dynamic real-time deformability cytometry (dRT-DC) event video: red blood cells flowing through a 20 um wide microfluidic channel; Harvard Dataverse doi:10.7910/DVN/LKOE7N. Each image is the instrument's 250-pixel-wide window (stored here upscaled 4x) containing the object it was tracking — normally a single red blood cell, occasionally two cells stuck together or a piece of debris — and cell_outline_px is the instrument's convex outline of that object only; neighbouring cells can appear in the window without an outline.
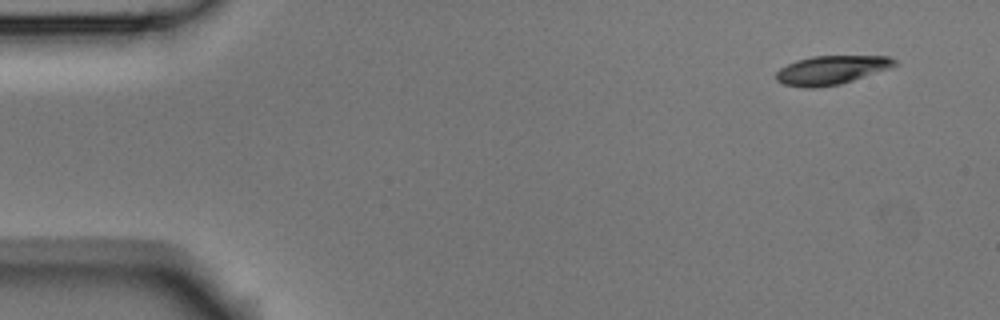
{"species": "Egyptian fruit bat (a non-hibernating species)", "species_latin": "Rousettus aegyptiacus", "temperature_condition": "room temperature", "stored_images_in_passage": 6, "camera_frame_rate_fps": 3000, "um_per_image_px": 0.085, "animal": {"sex": "male"}, "frame": {"image": 1, "passage_image": 1, "time_ms": 0.0, "image_size_px": [1000, 320], "cell_outline_px": [[900, 64], [892, 68], [840, 84], [812, 88], [804, 88], [784, 84], [776, 80], [776, 72], [780, 68], [796, 60], [812, 56], [888, 56], [896, 60]], "centroid_in_image_um": [70.7, 5.95], "position_along_channel_um": 14.3, "area_um2": 20.0}}
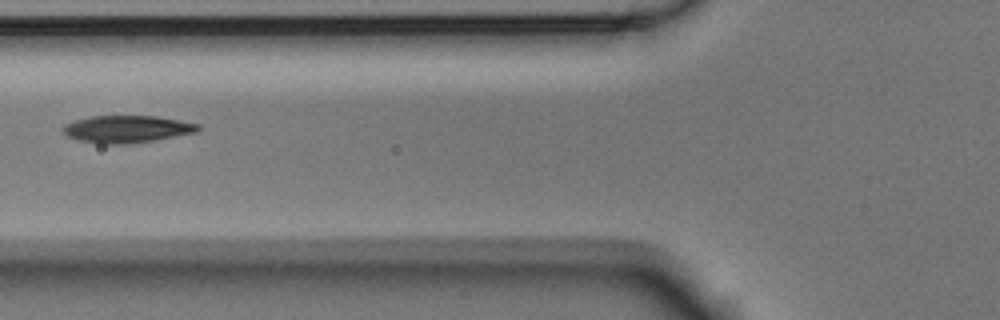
{"frame": {"image": 2, "passage_image": 6, "time_ms": 1.667, "image_size_px": [1000, 320], "cell_outline_px": [[200, 128], [196, 132], [152, 140], [124, 144], [100, 144], [80, 140], [68, 136], [64, 132], [64, 124], [88, 116], [156, 116], [180, 120], [200, 124]], "centroid_in_image_um": [10.79, 10.96], "position_along_channel_um": 115.0, "area_um2": 21.15}}